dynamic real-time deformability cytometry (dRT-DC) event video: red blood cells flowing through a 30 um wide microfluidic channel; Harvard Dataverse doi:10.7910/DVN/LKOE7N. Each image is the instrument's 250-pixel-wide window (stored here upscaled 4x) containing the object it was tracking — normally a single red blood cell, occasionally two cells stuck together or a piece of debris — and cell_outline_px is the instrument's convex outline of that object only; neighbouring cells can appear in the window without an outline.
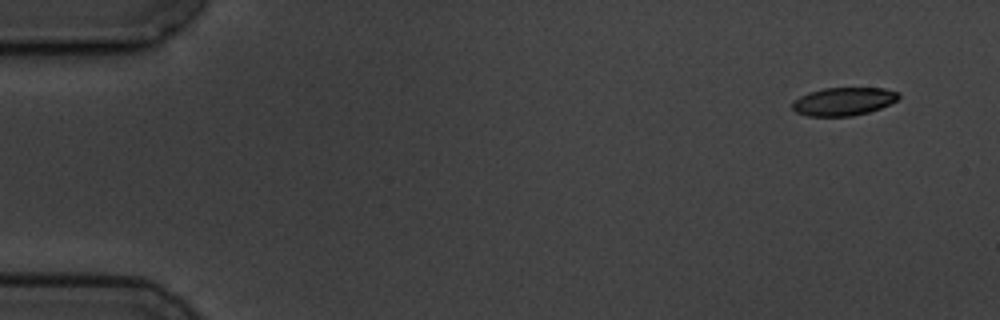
{"species": "common noctule bat (a hibernating species)", "species_latin": "Nyctalus noctula", "temperature_condition": "cold", "stored_images_in_passage": 8, "camera_frame_rate_fps": 3000, "um_per_image_px": 0.085, "animal": {"sex": "male", "body_mass_g": 19.5, "forearm_length_mm": 54.6}, "frame": {"image": 1, "passage_image": 1, "time_ms": 0.0, "image_size_px": [1000, 320], "cell_outline_px": [[900, 96], [896, 100], [880, 108], [868, 112], [852, 116], [808, 116], [796, 112], [792, 108], [792, 104], [800, 96], [808, 92], [824, 88], [884, 88], [900, 92]], "centroid_in_image_um": [71.7, 8.62], "position_along_channel_um": 13.3, "area_um2": 17.34}}
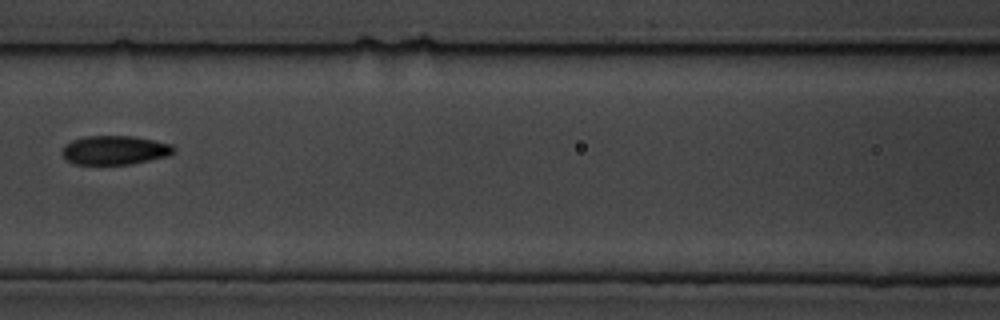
{"frame": {"image": 2, "passage_image": 6, "time_ms": 7.333, "image_size_px": [1000, 320], "cell_outline_px": [[176, 152], [168, 156], [132, 164], [72, 164], [60, 152], [64, 144], [72, 140], [84, 136], [132, 136], [172, 144], [176, 148]], "centroid_in_image_um": [9.75, 12.76], "position_along_channel_um": 156.8, "area_um2": 19.02}}
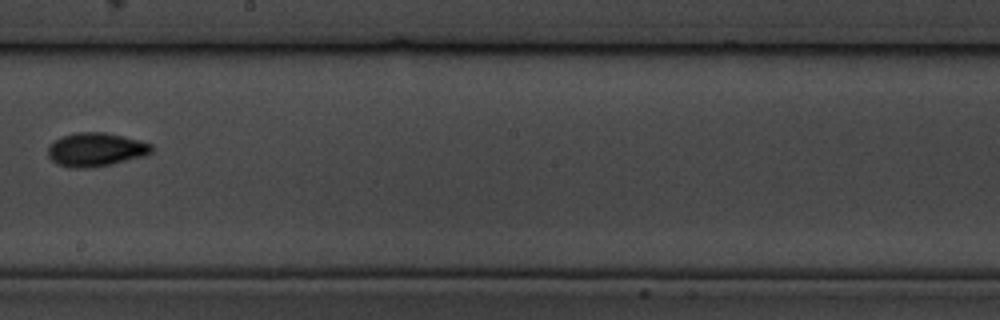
{"frame": {"image": 3, "passage_image": 8, "time_ms": 9.667, "image_size_px": [1000, 320], "cell_outline_px": [[152, 152], [144, 156], [112, 164], [92, 168], [68, 168], [56, 164], [48, 156], [48, 148], [60, 136], [76, 132], [104, 132], [140, 140], [152, 144]], "centroid_in_image_um": [8.13, 12.72], "position_along_channel_um": 240.1, "area_um2": 20.46}}